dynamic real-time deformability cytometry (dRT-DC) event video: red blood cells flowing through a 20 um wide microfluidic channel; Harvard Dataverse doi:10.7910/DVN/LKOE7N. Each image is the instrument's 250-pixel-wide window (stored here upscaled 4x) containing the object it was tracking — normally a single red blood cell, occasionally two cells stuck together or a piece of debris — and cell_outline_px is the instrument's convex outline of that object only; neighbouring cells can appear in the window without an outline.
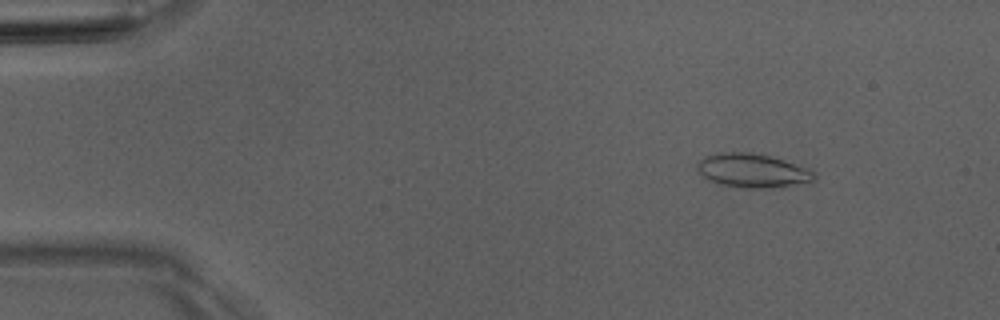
{"species": "Egyptian fruit bat (a non-hibernating species)", "species_latin": "Rousettus aegyptiacus", "temperature_condition": "room temperature", "stored_images_in_passage": 50, "camera_frame_rate_fps": 3000, "um_per_image_px": 0.085, "animal": {"sex": "male"}, "frame": {"image": 1, "passage_image": 6, "time_ms": 1.667, "image_size_px": [1000, 320], "cell_outline_px": [[816, 180], [768, 188], [740, 188], [716, 184], [708, 180], [696, 168], [696, 164], [704, 156], [720, 152], [748, 152], [768, 156], [808, 168], [816, 172]], "centroid_in_image_um": [63.91, 14.51], "position_along_channel_um": 21.1, "area_um2": 23.0}}
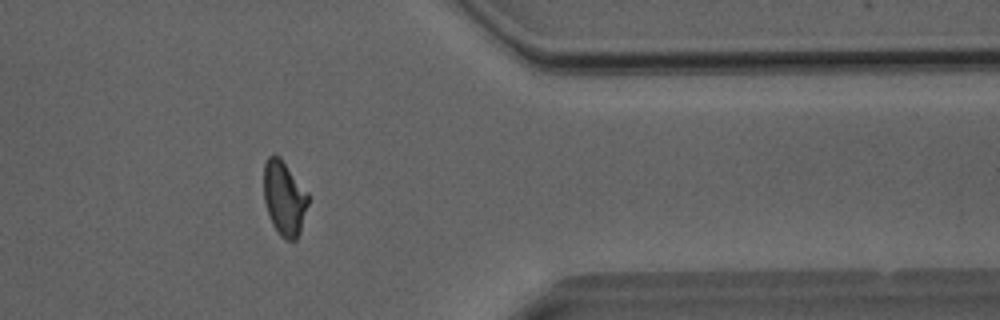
{"frame": {"image": 2, "passage_image": 41, "time_ms": 13.333, "image_size_px": [1000, 320], "cell_outline_px": [[308, 204], [300, 232], [296, 240], [288, 240], [280, 236], [272, 224], [264, 200], [264, 164], [268, 156], [280, 156], [308, 192]], "centroid_in_image_um": [24.17, 16.84], "position_along_channel_um": 387.2, "area_um2": 19.25}}
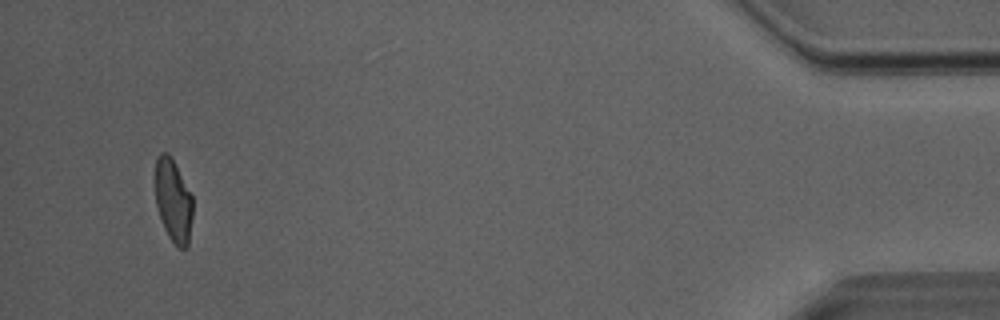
{"frame": {"image": 3, "passage_image": 48, "time_ms": 15.667, "image_size_px": [1000, 320], "cell_outline_px": [[192, 216], [188, 244], [184, 248], [176, 248], [168, 236], [164, 228], [156, 204], [156, 156], [160, 152], [168, 152], [192, 196]], "centroid_in_image_um": [14.72, 17.08], "position_along_channel_um": 420.5, "area_um2": 17.86}, "authors_computed_cell_mechanics": {"area_um2": 19.7098, "velocity_mm_per_s": 4.0645, "shape_relaxation_time_tau1_ms": null, "shape_relaxation_time_tau2_ms": 1.7235, "deformation_change_tau1": null, "deformation_change_tau2": 0.0851}}